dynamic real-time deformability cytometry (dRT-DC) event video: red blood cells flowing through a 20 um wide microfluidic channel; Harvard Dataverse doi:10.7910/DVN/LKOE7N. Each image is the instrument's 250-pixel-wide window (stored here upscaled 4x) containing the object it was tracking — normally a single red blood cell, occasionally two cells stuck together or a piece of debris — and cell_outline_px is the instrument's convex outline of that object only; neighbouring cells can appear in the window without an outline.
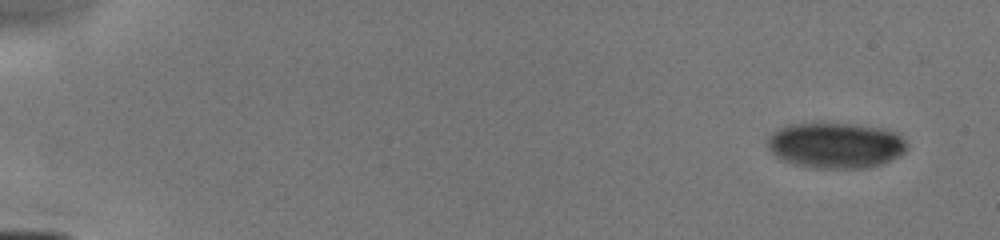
{"species": "human", "species_latin": "Homo sapiens", "temperature_condition": "cold", "stored_images_in_passage": 10, "camera_frame_rate_fps": 3000, "um_per_image_px": 0.085, "donor": {"sex": "male"}, "frame": {"image": 1, "passage_image": 1, "time_ms": 0.0, "image_size_px": [1000, 240], "cell_outline_px": [[908, 144], [904, 152], [900, 156], [880, 164], [868, 168], [816, 168], [796, 164], [780, 160], [768, 148], [768, 136], [772, 132], [788, 124], [852, 124], [880, 128], [896, 132]], "centroid_in_image_um": [71.02, 12.36], "position_along_channel_um": 14.0, "area_um2": 36.93}}
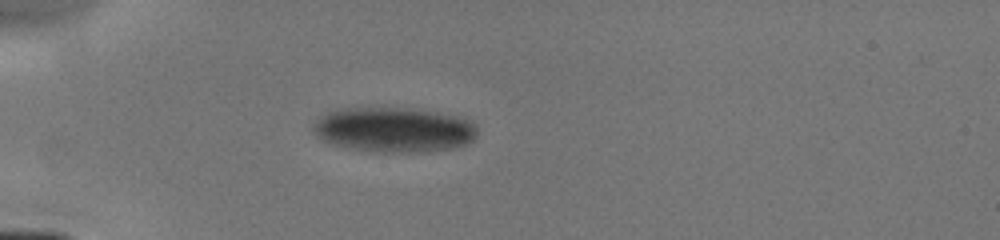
{"frame": {"image": 2, "passage_image": 6, "time_ms": 4.0, "image_size_px": [1000, 240], "cell_outline_px": [[476, 136], [468, 144], [452, 148], [420, 152], [372, 152], [344, 148], [332, 144], [324, 140], [312, 128], [316, 120], [332, 112], [344, 108], [396, 108], [436, 112], [472, 120], [476, 124]], "centroid_in_image_um": [33.52, 11.05], "position_along_channel_um": 51.5, "area_um2": 42.6}}
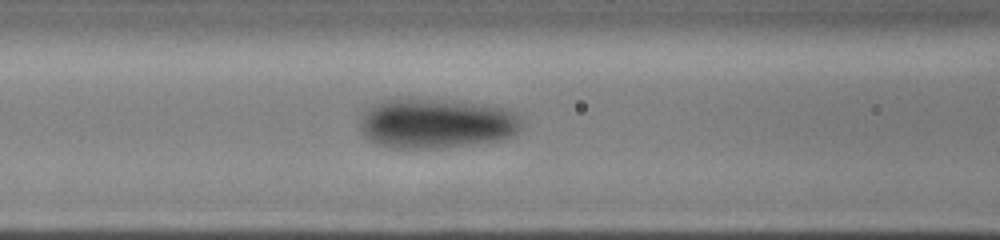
{"frame": {"image": 3, "passage_image": 9, "time_ms": 6.333, "image_size_px": [1000, 240], "cell_outline_px": [[524, 120], [520, 128], [512, 136], [496, 140], [440, 148], [396, 148], [380, 144], [368, 140], [364, 136], [360, 128], [360, 116], [372, 104], [380, 100], [396, 96], [408, 96], [460, 100], [508, 108], [516, 112]], "centroid_in_image_um": [37.06, 10.42], "position_along_channel_um": 129.5, "area_um2": 48.44}}